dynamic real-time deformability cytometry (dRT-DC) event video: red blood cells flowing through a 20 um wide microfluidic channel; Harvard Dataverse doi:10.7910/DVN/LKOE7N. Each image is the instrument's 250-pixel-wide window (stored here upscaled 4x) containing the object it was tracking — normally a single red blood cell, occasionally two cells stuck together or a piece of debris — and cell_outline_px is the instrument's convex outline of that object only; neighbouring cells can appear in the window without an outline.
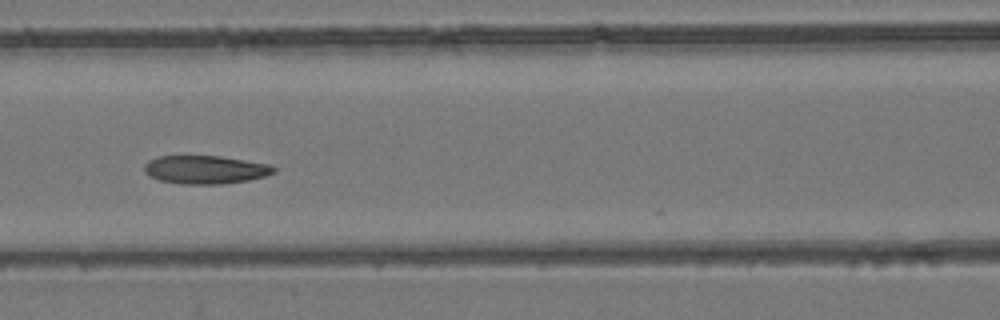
{"species": "common noctule bat (a hibernating species)", "species_latin": "Nyctalus noctula", "temperature_condition": "room temperature", "stored_images_in_passage": 8, "camera_frame_rate_fps": 3000, "um_per_image_px": 0.085, "animal": {"sex": "female", "body_mass_g": 24.6, "forearm_length_mm": 56.2}, "frame": {"image": 1, "passage_image": 7, "time_ms": 2.0, "image_size_px": [1000, 320], "cell_outline_px": [[276, 172], [264, 176], [248, 180], [224, 184], [180, 184], [160, 180], [144, 172], [144, 164], [148, 160], [160, 156], [220, 156], [272, 164], [276, 168]], "centroid_in_image_um": [17.48, 14.42], "position_along_channel_um": 149.1, "area_um2": 21.44}}